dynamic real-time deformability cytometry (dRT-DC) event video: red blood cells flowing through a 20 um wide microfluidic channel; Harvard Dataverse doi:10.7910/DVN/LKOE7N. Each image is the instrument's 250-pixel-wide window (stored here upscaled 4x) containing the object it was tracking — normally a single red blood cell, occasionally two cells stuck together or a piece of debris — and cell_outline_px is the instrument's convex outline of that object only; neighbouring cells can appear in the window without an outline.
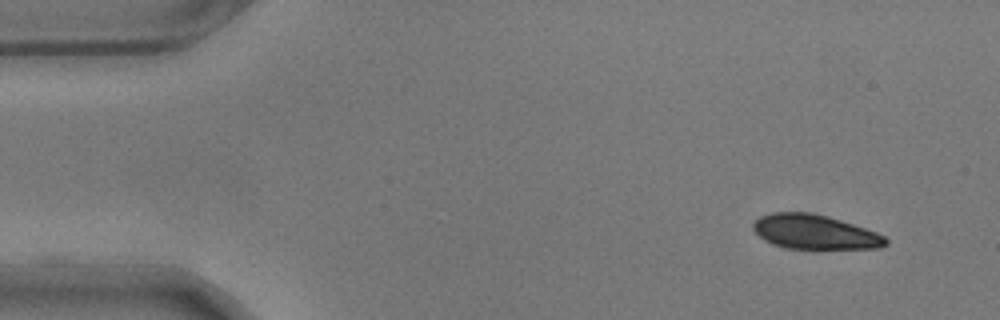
{"species": "common noctule bat (a hibernating species)", "species_latin": "Nyctalus noctula", "temperature_condition": "warm", "stored_images_in_passage": 53, "camera_frame_rate_fps": 3000, "um_per_image_px": 0.085, "animal": {"sex": "male", "body_mass_g": 17.9}, "frame": {"image": 1, "passage_image": 1, "time_ms": 0.0, "image_size_px": [1000, 320], "cell_outline_px": [[888, 244], [880, 248], [784, 248], [772, 244], [764, 240], [752, 228], [752, 224], [760, 216], [772, 212], [812, 212], [828, 216], [876, 232], [884, 236], [888, 240]], "centroid_in_image_um": [69.23, 19.71], "position_along_channel_um": 15.8, "area_um2": 26.47}}